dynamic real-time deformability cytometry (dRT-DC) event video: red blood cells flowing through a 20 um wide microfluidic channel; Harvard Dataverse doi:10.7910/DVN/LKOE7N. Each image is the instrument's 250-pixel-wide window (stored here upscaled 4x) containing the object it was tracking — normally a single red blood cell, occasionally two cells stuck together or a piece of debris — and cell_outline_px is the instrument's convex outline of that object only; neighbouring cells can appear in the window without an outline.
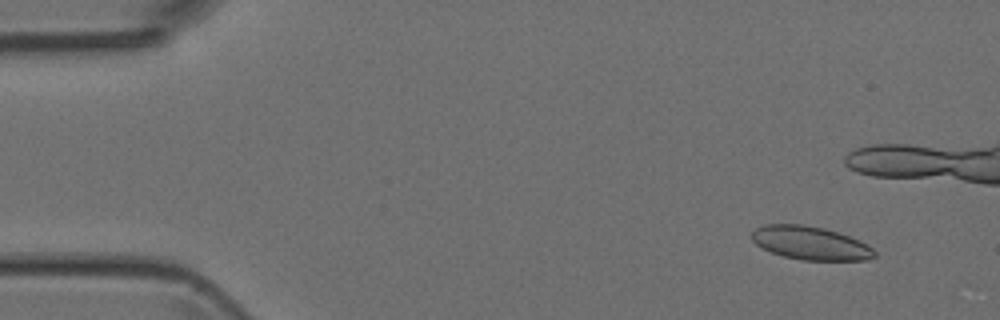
{"species": "Egyptian fruit bat (a non-hibernating species)", "species_latin": "Rousettus aegyptiacus", "temperature_condition": "room temperature", "stored_images_in_passage": 50, "camera_frame_rate_fps": 3000, "um_per_image_px": 0.085, "animal": {"sex": "female"}, "frame": {"image": 1, "passage_image": 4, "time_ms": 1.0, "image_size_px": [1000, 320], "cell_outline_px": [[876, 256], [868, 260], [804, 260], [784, 256], [772, 252], [756, 244], [752, 240], [752, 232], [756, 228], [764, 224], [804, 224], [824, 228], [860, 240], [872, 248], [876, 252]], "centroid_in_image_um": [68.9, 20.65], "position_along_channel_um": 16.1, "area_um2": 23.76}}
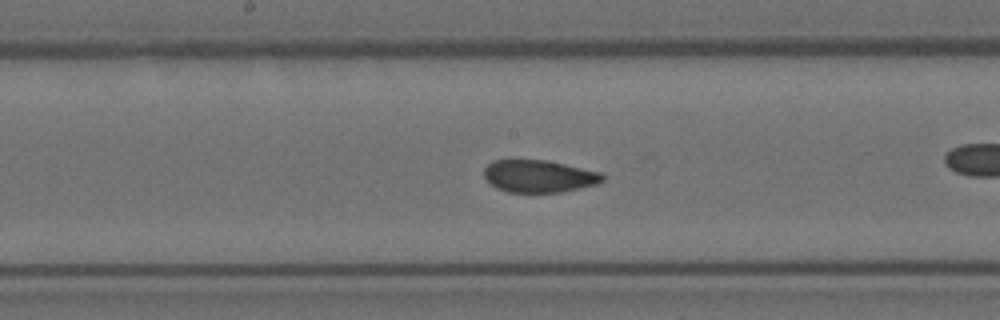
{"frame": {"image": 2, "passage_image": 25, "time_ms": 8.0, "image_size_px": [1000, 320], "cell_outline_px": [[604, 180], [596, 184], [560, 192], [508, 192], [496, 188], [484, 176], [484, 168], [492, 160], [544, 160], [564, 164], [600, 172], [604, 176]], "centroid_in_image_um": [45.79, 14.97], "position_along_channel_um": 202.4, "area_um2": 22.08}}
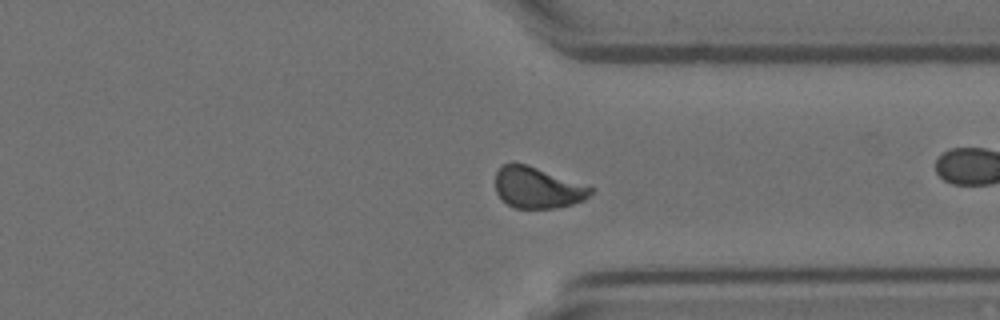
{"frame": {"image": 3, "passage_image": 37, "time_ms": 12.0, "image_size_px": [1000, 320], "cell_outline_px": [[596, 188], [584, 200], [572, 204], [556, 208], [516, 208], [508, 204], [496, 192], [496, 172], [504, 164], [524, 164]], "centroid_in_image_um": [45.71, 15.97], "position_along_channel_um": 365.7, "area_um2": 22.37}}